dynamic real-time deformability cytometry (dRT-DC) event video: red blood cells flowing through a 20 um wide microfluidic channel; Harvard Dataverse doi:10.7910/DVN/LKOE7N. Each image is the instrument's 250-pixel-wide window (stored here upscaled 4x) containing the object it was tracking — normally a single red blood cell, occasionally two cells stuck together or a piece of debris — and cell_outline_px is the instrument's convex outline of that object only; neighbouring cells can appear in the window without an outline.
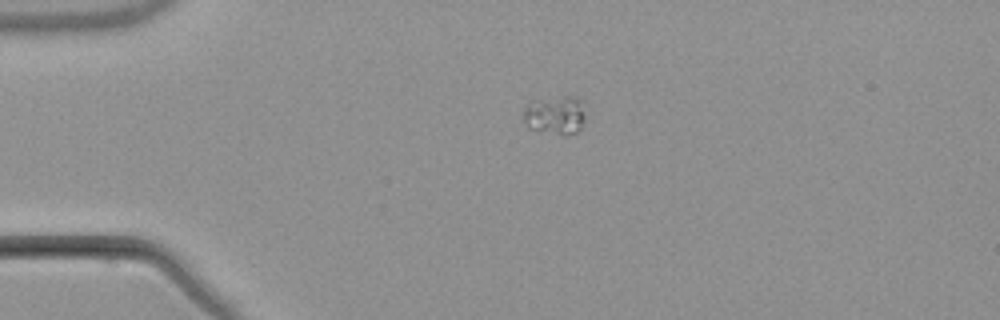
{"species": "common noctule bat (a hibernating species)", "species_latin": "Nyctalus noctula", "temperature_condition": "warm", "stored_images_in_passage": 3, "camera_frame_rate_fps": 3000, "um_per_image_px": 0.085, "animal": {"sex": "male", "body_mass_g": 21.5, "forearm_length_mm": 52.0}, "frame": {"image": 1, "passage_image": 3, "time_ms": 2.333, "image_size_px": [1000, 320], "cell_outline_px": [[584, 120], [580, 128], [576, 132], [568, 136], [564, 136], [528, 128], [524, 120], [524, 108], [540, 100], [564, 96], [580, 96], [584, 116]], "centroid_in_image_um": [47.24, 9.81], "position_along_channel_um": 37.8, "area_um2": 13.76}}